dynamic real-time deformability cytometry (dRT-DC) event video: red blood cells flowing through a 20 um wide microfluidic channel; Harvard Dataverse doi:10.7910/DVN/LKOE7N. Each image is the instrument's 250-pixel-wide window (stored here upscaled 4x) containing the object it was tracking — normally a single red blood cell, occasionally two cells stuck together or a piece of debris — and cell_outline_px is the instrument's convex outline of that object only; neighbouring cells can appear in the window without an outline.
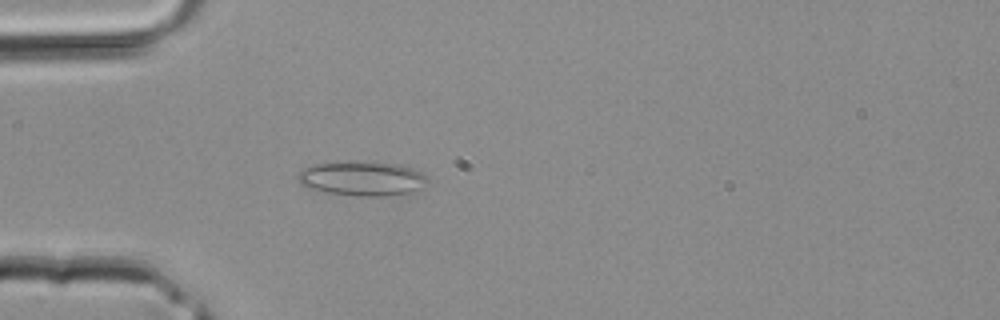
{"species": "common noctule bat (a hibernating species)", "species_latin": "Nyctalus noctula", "temperature_condition": "room temperature", "stored_images_in_passage": 29, "camera_frame_rate_fps": 3000, "um_per_image_px": 0.085, "animal": {"sex": "male", "body_mass_g": 20.4}, "frame": {"image": 1, "passage_image": 6, "time_ms": 1.667, "image_size_px": [1000, 320], "cell_outline_px": [[428, 180], [416, 188], [408, 192], [384, 196], [360, 196], [328, 192], [308, 188], [300, 184], [296, 176], [304, 168], [316, 164], [400, 164], [412, 168], [428, 176]], "centroid_in_image_um": [30.75, 15.21], "position_along_channel_um": 54.2, "area_um2": 24.68}}
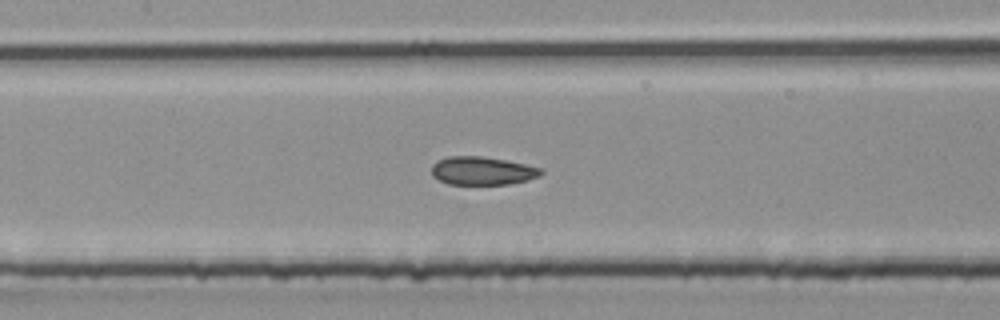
{"frame": {"image": 2, "passage_image": 13, "time_ms": 4.0, "image_size_px": [1000, 320], "cell_outline_px": [[544, 172], [540, 176], [528, 180], [508, 184], [448, 184], [432, 176], [432, 164], [436, 160], [448, 156], [484, 156], [508, 160], [540, 168]], "centroid_in_image_um": [40.98, 14.51], "position_along_channel_um": 166.4, "area_um2": 18.15}}
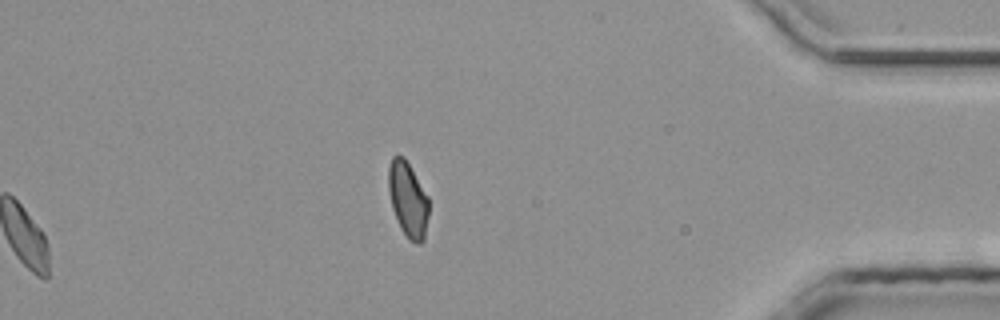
{"frame": {"image": 3, "passage_image": 29, "time_ms": 9.333, "image_size_px": [1000, 320], "cell_outline_px": [[428, 216], [424, 240], [420, 244], [416, 244], [408, 240], [400, 228], [392, 208], [388, 188], [388, 168], [392, 156], [396, 152], [404, 156], [428, 196]], "centroid_in_image_um": [34.66, 16.94], "position_along_channel_um": 400.5, "area_um2": 17.92}}